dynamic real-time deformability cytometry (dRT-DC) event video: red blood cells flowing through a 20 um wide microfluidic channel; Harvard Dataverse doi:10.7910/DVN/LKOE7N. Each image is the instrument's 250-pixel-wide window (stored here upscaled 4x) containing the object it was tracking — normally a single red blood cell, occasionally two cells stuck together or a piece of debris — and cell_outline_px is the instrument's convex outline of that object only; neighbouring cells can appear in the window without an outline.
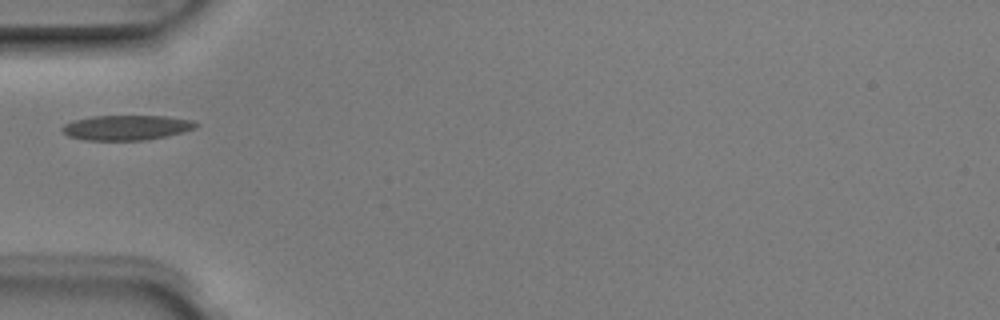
{"species": "Egyptian fruit bat (a non-hibernating species)", "species_latin": "Rousettus aegyptiacus", "temperature_condition": "room temperature", "stored_images_in_passage": 4, "camera_frame_rate_fps": 3000, "um_per_image_px": 0.085, "animal": {"sex": "male"}, "frame": {"image": 1, "passage_image": 4, "time_ms": 1.0, "image_size_px": [1000, 320], "cell_outline_px": [[200, 124], [196, 128], [184, 132], [168, 136], [148, 140], [84, 140], [68, 136], [60, 128], [64, 124], [72, 120], [92, 116], [168, 116], [192, 120]], "centroid_in_image_um": [10.78, 10.84], "position_along_channel_um": 74.2, "area_um2": 19.71}}